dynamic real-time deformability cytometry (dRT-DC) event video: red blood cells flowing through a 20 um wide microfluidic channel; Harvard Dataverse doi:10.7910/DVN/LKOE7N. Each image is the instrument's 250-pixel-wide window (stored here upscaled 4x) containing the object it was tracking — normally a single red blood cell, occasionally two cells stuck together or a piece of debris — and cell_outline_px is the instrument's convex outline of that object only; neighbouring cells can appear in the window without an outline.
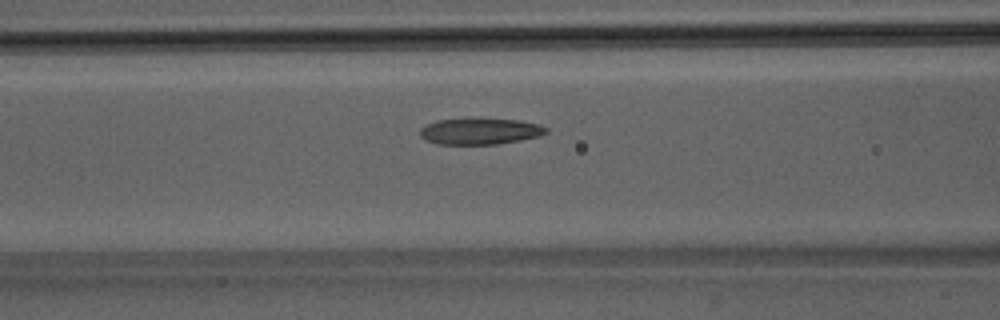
{"species": "Egyptian fruit bat (a non-hibernating species)", "species_latin": "Rousettus aegyptiacus", "temperature_condition": "room temperature", "stored_images_in_passage": 44, "camera_frame_rate_fps": 3000, "um_per_image_px": 0.085, "animal": {"sex": "male"}, "frame": {"image": 1, "passage_image": 19, "time_ms": 6.0, "image_size_px": [1000, 320], "cell_outline_px": [[548, 132], [540, 136], [520, 140], [496, 144], [440, 144], [424, 140], [420, 136], [420, 128], [436, 120], [468, 116], [520, 120], [540, 124], [548, 128]], "centroid_in_image_um": [40.8, 11.11], "position_along_channel_um": 125.8, "area_um2": 20.11}}
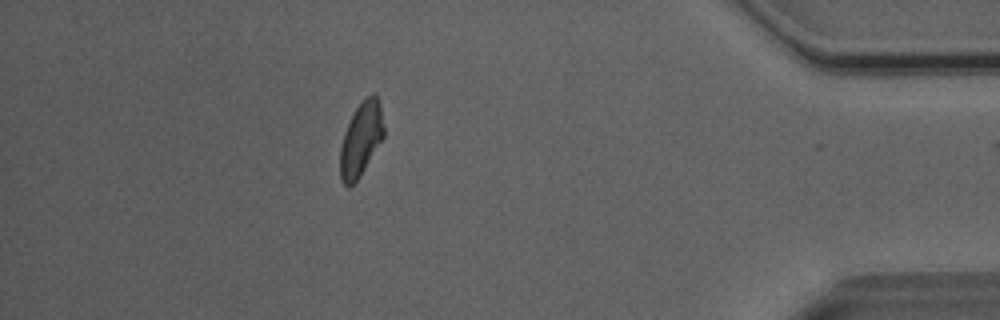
{"frame": {"image": 2, "passage_image": 43, "time_ms": 14.0, "image_size_px": [1000, 320], "cell_outline_px": [[384, 136], [364, 168], [356, 180], [348, 188], [340, 180], [340, 148], [344, 132], [356, 108], [368, 96], [376, 96], [380, 104], [384, 128]], "centroid_in_image_um": [30.66, 11.86], "position_along_channel_um": 404.5, "area_um2": 18.21}, "authors_computed_cell_mechanics": {"area_um2": 20.0277, "velocity_mm_per_s": 4.0455, "shape_relaxation_time_tau1_ms": 5.2491, "shape_relaxation_time_tau2_ms": 3.0199, "deformation_change_tau1": 0.162, "deformation_change_tau2": 0.097}}